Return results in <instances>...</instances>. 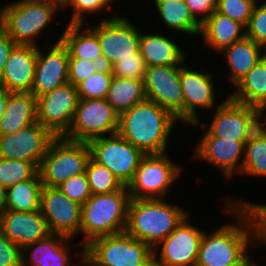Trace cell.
<instances>
[{"label": "cell", "mask_w": 266, "mask_h": 266, "mask_svg": "<svg viewBox=\"0 0 266 266\" xmlns=\"http://www.w3.org/2000/svg\"><path fill=\"white\" fill-rule=\"evenodd\" d=\"M78 101L77 87L67 82L37 97V121L55 137L64 136L72 124Z\"/></svg>", "instance_id": "cell-15"}, {"label": "cell", "mask_w": 266, "mask_h": 266, "mask_svg": "<svg viewBox=\"0 0 266 266\" xmlns=\"http://www.w3.org/2000/svg\"><path fill=\"white\" fill-rule=\"evenodd\" d=\"M224 204L220 209L235 222L223 224L210 234L204 231L196 266L236 265L250 253L248 247H259L257 221L251 208Z\"/></svg>", "instance_id": "cell-1"}, {"label": "cell", "mask_w": 266, "mask_h": 266, "mask_svg": "<svg viewBox=\"0 0 266 266\" xmlns=\"http://www.w3.org/2000/svg\"><path fill=\"white\" fill-rule=\"evenodd\" d=\"M110 4H113L112 2H114L115 0H107Z\"/></svg>", "instance_id": "cell-55"}, {"label": "cell", "mask_w": 266, "mask_h": 266, "mask_svg": "<svg viewBox=\"0 0 266 266\" xmlns=\"http://www.w3.org/2000/svg\"><path fill=\"white\" fill-rule=\"evenodd\" d=\"M0 230L21 249L51 234L41 210L33 212L6 210L0 217Z\"/></svg>", "instance_id": "cell-21"}, {"label": "cell", "mask_w": 266, "mask_h": 266, "mask_svg": "<svg viewBox=\"0 0 266 266\" xmlns=\"http://www.w3.org/2000/svg\"><path fill=\"white\" fill-rule=\"evenodd\" d=\"M219 53L226 60L228 79L233 86L263 57L262 46L247 37L232 43Z\"/></svg>", "instance_id": "cell-27"}, {"label": "cell", "mask_w": 266, "mask_h": 266, "mask_svg": "<svg viewBox=\"0 0 266 266\" xmlns=\"http://www.w3.org/2000/svg\"><path fill=\"white\" fill-rule=\"evenodd\" d=\"M92 62L96 72L112 73L113 66L103 54L96 56Z\"/></svg>", "instance_id": "cell-47"}, {"label": "cell", "mask_w": 266, "mask_h": 266, "mask_svg": "<svg viewBox=\"0 0 266 266\" xmlns=\"http://www.w3.org/2000/svg\"><path fill=\"white\" fill-rule=\"evenodd\" d=\"M37 174L38 167L34 163L0 157V186L4 189L33 179Z\"/></svg>", "instance_id": "cell-35"}, {"label": "cell", "mask_w": 266, "mask_h": 266, "mask_svg": "<svg viewBox=\"0 0 266 266\" xmlns=\"http://www.w3.org/2000/svg\"><path fill=\"white\" fill-rule=\"evenodd\" d=\"M37 62V46L16 44L0 75V85L10 92H30Z\"/></svg>", "instance_id": "cell-22"}, {"label": "cell", "mask_w": 266, "mask_h": 266, "mask_svg": "<svg viewBox=\"0 0 266 266\" xmlns=\"http://www.w3.org/2000/svg\"><path fill=\"white\" fill-rule=\"evenodd\" d=\"M7 210L6 189L0 186V217Z\"/></svg>", "instance_id": "cell-50"}, {"label": "cell", "mask_w": 266, "mask_h": 266, "mask_svg": "<svg viewBox=\"0 0 266 266\" xmlns=\"http://www.w3.org/2000/svg\"><path fill=\"white\" fill-rule=\"evenodd\" d=\"M22 249L0 230V266H21Z\"/></svg>", "instance_id": "cell-44"}, {"label": "cell", "mask_w": 266, "mask_h": 266, "mask_svg": "<svg viewBox=\"0 0 266 266\" xmlns=\"http://www.w3.org/2000/svg\"><path fill=\"white\" fill-rule=\"evenodd\" d=\"M77 253L76 258H80L79 262L76 263L75 266H100L95 260H93L85 251L84 248H82L79 252ZM80 253V254H79Z\"/></svg>", "instance_id": "cell-48"}, {"label": "cell", "mask_w": 266, "mask_h": 266, "mask_svg": "<svg viewBox=\"0 0 266 266\" xmlns=\"http://www.w3.org/2000/svg\"><path fill=\"white\" fill-rule=\"evenodd\" d=\"M188 217L153 248L154 266H196L204 229L192 225Z\"/></svg>", "instance_id": "cell-13"}, {"label": "cell", "mask_w": 266, "mask_h": 266, "mask_svg": "<svg viewBox=\"0 0 266 266\" xmlns=\"http://www.w3.org/2000/svg\"><path fill=\"white\" fill-rule=\"evenodd\" d=\"M190 126L192 129L200 126V129L204 132L203 138L196 142L198 144L193 150L192 158L205 161L207 164L219 169L227 181L233 178L232 176H237L236 173L240 176L244 162L245 143L247 141H236L213 136L199 121L192 123Z\"/></svg>", "instance_id": "cell-14"}, {"label": "cell", "mask_w": 266, "mask_h": 266, "mask_svg": "<svg viewBox=\"0 0 266 266\" xmlns=\"http://www.w3.org/2000/svg\"><path fill=\"white\" fill-rule=\"evenodd\" d=\"M262 123L266 122V100L257 108Z\"/></svg>", "instance_id": "cell-51"}, {"label": "cell", "mask_w": 266, "mask_h": 266, "mask_svg": "<svg viewBox=\"0 0 266 266\" xmlns=\"http://www.w3.org/2000/svg\"><path fill=\"white\" fill-rule=\"evenodd\" d=\"M262 50H263V57L266 58V43L262 46Z\"/></svg>", "instance_id": "cell-54"}, {"label": "cell", "mask_w": 266, "mask_h": 266, "mask_svg": "<svg viewBox=\"0 0 266 266\" xmlns=\"http://www.w3.org/2000/svg\"><path fill=\"white\" fill-rule=\"evenodd\" d=\"M72 240L75 239L51 233L46 238L27 245L22 249L21 266H75L72 261L74 258L69 255L72 253Z\"/></svg>", "instance_id": "cell-23"}, {"label": "cell", "mask_w": 266, "mask_h": 266, "mask_svg": "<svg viewBox=\"0 0 266 266\" xmlns=\"http://www.w3.org/2000/svg\"><path fill=\"white\" fill-rule=\"evenodd\" d=\"M181 66H150L143 79L146 98L169 111L184 126Z\"/></svg>", "instance_id": "cell-16"}, {"label": "cell", "mask_w": 266, "mask_h": 266, "mask_svg": "<svg viewBox=\"0 0 266 266\" xmlns=\"http://www.w3.org/2000/svg\"><path fill=\"white\" fill-rule=\"evenodd\" d=\"M250 253L239 263L236 265H231V266H254L255 260L251 259L252 256L250 257Z\"/></svg>", "instance_id": "cell-52"}, {"label": "cell", "mask_w": 266, "mask_h": 266, "mask_svg": "<svg viewBox=\"0 0 266 266\" xmlns=\"http://www.w3.org/2000/svg\"><path fill=\"white\" fill-rule=\"evenodd\" d=\"M98 38L102 54L113 65L119 59L133 57L139 51V27L130 18L112 13L89 27Z\"/></svg>", "instance_id": "cell-12"}, {"label": "cell", "mask_w": 266, "mask_h": 266, "mask_svg": "<svg viewBox=\"0 0 266 266\" xmlns=\"http://www.w3.org/2000/svg\"><path fill=\"white\" fill-rule=\"evenodd\" d=\"M90 158L88 142L55 137L38 167L43 186L58 187L70 177L84 173Z\"/></svg>", "instance_id": "cell-6"}, {"label": "cell", "mask_w": 266, "mask_h": 266, "mask_svg": "<svg viewBox=\"0 0 266 266\" xmlns=\"http://www.w3.org/2000/svg\"><path fill=\"white\" fill-rule=\"evenodd\" d=\"M91 158L107 167L124 185L132 181L145 154L124 139L118 132L88 142Z\"/></svg>", "instance_id": "cell-10"}, {"label": "cell", "mask_w": 266, "mask_h": 266, "mask_svg": "<svg viewBox=\"0 0 266 266\" xmlns=\"http://www.w3.org/2000/svg\"><path fill=\"white\" fill-rule=\"evenodd\" d=\"M193 17L202 24L217 7V0H184Z\"/></svg>", "instance_id": "cell-45"}, {"label": "cell", "mask_w": 266, "mask_h": 266, "mask_svg": "<svg viewBox=\"0 0 266 266\" xmlns=\"http://www.w3.org/2000/svg\"><path fill=\"white\" fill-rule=\"evenodd\" d=\"M227 197V198H226ZM225 201L227 205H248L253 211L256 221H257V237H258V246L265 248L266 246V204H258L246 199L237 198L235 196H226ZM232 197V198H231ZM264 245V246H263ZM263 246V247H262Z\"/></svg>", "instance_id": "cell-42"}, {"label": "cell", "mask_w": 266, "mask_h": 266, "mask_svg": "<svg viewBox=\"0 0 266 266\" xmlns=\"http://www.w3.org/2000/svg\"><path fill=\"white\" fill-rule=\"evenodd\" d=\"M257 2L259 0H217L216 12L246 27Z\"/></svg>", "instance_id": "cell-38"}, {"label": "cell", "mask_w": 266, "mask_h": 266, "mask_svg": "<svg viewBox=\"0 0 266 266\" xmlns=\"http://www.w3.org/2000/svg\"><path fill=\"white\" fill-rule=\"evenodd\" d=\"M58 38L72 58L93 60L102 54L97 35L84 24H67Z\"/></svg>", "instance_id": "cell-30"}, {"label": "cell", "mask_w": 266, "mask_h": 266, "mask_svg": "<svg viewBox=\"0 0 266 266\" xmlns=\"http://www.w3.org/2000/svg\"><path fill=\"white\" fill-rule=\"evenodd\" d=\"M9 92L10 91L6 90L2 85H0V118L2 117L6 109Z\"/></svg>", "instance_id": "cell-49"}, {"label": "cell", "mask_w": 266, "mask_h": 266, "mask_svg": "<svg viewBox=\"0 0 266 266\" xmlns=\"http://www.w3.org/2000/svg\"><path fill=\"white\" fill-rule=\"evenodd\" d=\"M140 31L139 51L147 67L150 66H182L188 60L184 48L179 42L160 32L155 34H142ZM164 34V35H163Z\"/></svg>", "instance_id": "cell-24"}, {"label": "cell", "mask_w": 266, "mask_h": 266, "mask_svg": "<svg viewBox=\"0 0 266 266\" xmlns=\"http://www.w3.org/2000/svg\"><path fill=\"white\" fill-rule=\"evenodd\" d=\"M157 17L165 24V28L175 33L196 37L200 35L201 24L193 17L184 0H153Z\"/></svg>", "instance_id": "cell-28"}, {"label": "cell", "mask_w": 266, "mask_h": 266, "mask_svg": "<svg viewBox=\"0 0 266 266\" xmlns=\"http://www.w3.org/2000/svg\"><path fill=\"white\" fill-rule=\"evenodd\" d=\"M112 75L119 78H133L143 80L146 73V64L140 51L133 54V57L119 59L114 63Z\"/></svg>", "instance_id": "cell-39"}, {"label": "cell", "mask_w": 266, "mask_h": 266, "mask_svg": "<svg viewBox=\"0 0 266 266\" xmlns=\"http://www.w3.org/2000/svg\"><path fill=\"white\" fill-rule=\"evenodd\" d=\"M214 111V112H213ZM209 125L199 121L213 136L247 141L262 124L256 107L231 100L228 96L212 110Z\"/></svg>", "instance_id": "cell-11"}, {"label": "cell", "mask_w": 266, "mask_h": 266, "mask_svg": "<svg viewBox=\"0 0 266 266\" xmlns=\"http://www.w3.org/2000/svg\"><path fill=\"white\" fill-rule=\"evenodd\" d=\"M37 122V98L30 92H9L0 118V135L15 133Z\"/></svg>", "instance_id": "cell-26"}, {"label": "cell", "mask_w": 266, "mask_h": 266, "mask_svg": "<svg viewBox=\"0 0 266 266\" xmlns=\"http://www.w3.org/2000/svg\"><path fill=\"white\" fill-rule=\"evenodd\" d=\"M48 2H52V3H55L57 4L61 9H63L68 3L70 0H46Z\"/></svg>", "instance_id": "cell-53"}, {"label": "cell", "mask_w": 266, "mask_h": 266, "mask_svg": "<svg viewBox=\"0 0 266 266\" xmlns=\"http://www.w3.org/2000/svg\"><path fill=\"white\" fill-rule=\"evenodd\" d=\"M119 114L106 98H79L68 132L63 136L72 141L89 142L118 132Z\"/></svg>", "instance_id": "cell-9"}, {"label": "cell", "mask_w": 266, "mask_h": 266, "mask_svg": "<svg viewBox=\"0 0 266 266\" xmlns=\"http://www.w3.org/2000/svg\"><path fill=\"white\" fill-rule=\"evenodd\" d=\"M130 199L127 186L116 192L91 195L82 205L79 236L83 234V240L76 245L84 248L97 237L124 233Z\"/></svg>", "instance_id": "cell-4"}, {"label": "cell", "mask_w": 266, "mask_h": 266, "mask_svg": "<svg viewBox=\"0 0 266 266\" xmlns=\"http://www.w3.org/2000/svg\"><path fill=\"white\" fill-rule=\"evenodd\" d=\"M106 99L120 115L147 99L143 80L113 76Z\"/></svg>", "instance_id": "cell-31"}, {"label": "cell", "mask_w": 266, "mask_h": 266, "mask_svg": "<svg viewBox=\"0 0 266 266\" xmlns=\"http://www.w3.org/2000/svg\"><path fill=\"white\" fill-rule=\"evenodd\" d=\"M111 8V4L107 0H70L69 3L62 9V11L73 9L71 11V18L67 21V24H90L85 23V16L97 14L100 16V12ZM105 9V10H104ZM99 13V14H98ZM85 19V20H84Z\"/></svg>", "instance_id": "cell-37"}, {"label": "cell", "mask_w": 266, "mask_h": 266, "mask_svg": "<svg viewBox=\"0 0 266 266\" xmlns=\"http://www.w3.org/2000/svg\"><path fill=\"white\" fill-rule=\"evenodd\" d=\"M43 184L39 174L33 179L17 183L6 189L7 210L33 212L40 210Z\"/></svg>", "instance_id": "cell-32"}, {"label": "cell", "mask_w": 266, "mask_h": 266, "mask_svg": "<svg viewBox=\"0 0 266 266\" xmlns=\"http://www.w3.org/2000/svg\"><path fill=\"white\" fill-rule=\"evenodd\" d=\"M165 199H130L126 233L152 248L164 240L189 215Z\"/></svg>", "instance_id": "cell-3"}, {"label": "cell", "mask_w": 266, "mask_h": 266, "mask_svg": "<svg viewBox=\"0 0 266 266\" xmlns=\"http://www.w3.org/2000/svg\"><path fill=\"white\" fill-rule=\"evenodd\" d=\"M15 45L13 39L0 27V75Z\"/></svg>", "instance_id": "cell-46"}, {"label": "cell", "mask_w": 266, "mask_h": 266, "mask_svg": "<svg viewBox=\"0 0 266 266\" xmlns=\"http://www.w3.org/2000/svg\"><path fill=\"white\" fill-rule=\"evenodd\" d=\"M96 72L89 59L72 58L69 55L68 82L77 87L82 81Z\"/></svg>", "instance_id": "cell-43"}, {"label": "cell", "mask_w": 266, "mask_h": 266, "mask_svg": "<svg viewBox=\"0 0 266 266\" xmlns=\"http://www.w3.org/2000/svg\"><path fill=\"white\" fill-rule=\"evenodd\" d=\"M246 37L260 46L266 43V0L255 4L246 26Z\"/></svg>", "instance_id": "cell-40"}, {"label": "cell", "mask_w": 266, "mask_h": 266, "mask_svg": "<svg viewBox=\"0 0 266 266\" xmlns=\"http://www.w3.org/2000/svg\"><path fill=\"white\" fill-rule=\"evenodd\" d=\"M100 266H152L153 248L126 232L100 236L84 247Z\"/></svg>", "instance_id": "cell-8"}, {"label": "cell", "mask_w": 266, "mask_h": 266, "mask_svg": "<svg viewBox=\"0 0 266 266\" xmlns=\"http://www.w3.org/2000/svg\"><path fill=\"white\" fill-rule=\"evenodd\" d=\"M168 153L145 155L127 189L131 199H165L182 174Z\"/></svg>", "instance_id": "cell-7"}, {"label": "cell", "mask_w": 266, "mask_h": 266, "mask_svg": "<svg viewBox=\"0 0 266 266\" xmlns=\"http://www.w3.org/2000/svg\"><path fill=\"white\" fill-rule=\"evenodd\" d=\"M85 172L92 195L116 192L125 187L107 167L92 158L88 160Z\"/></svg>", "instance_id": "cell-34"}, {"label": "cell", "mask_w": 266, "mask_h": 266, "mask_svg": "<svg viewBox=\"0 0 266 266\" xmlns=\"http://www.w3.org/2000/svg\"><path fill=\"white\" fill-rule=\"evenodd\" d=\"M58 188L65 196L80 205H83L92 195L86 172L70 177Z\"/></svg>", "instance_id": "cell-41"}, {"label": "cell", "mask_w": 266, "mask_h": 266, "mask_svg": "<svg viewBox=\"0 0 266 266\" xmlns=\"http://www.w3.org/2000/svg\"><path fill=\"white\" fill-rule=\"evenodd\" d=\"M60 10L57 4L46 0L11 1L0 8V27L16 44L42 47L36 39L44 31L51 32L50 23Z\"/></svg>", "instance_id": "cell-5"}, {"label": "cell", "mask_w": 266, "mask_h": 266, "mask_svg": "<svg viewBox=\"0 0 266 266\" xmlns=\"http://www.w3.org/2000/svg\"><path fill=\"white\" fill-rule=\"evenodd\" d=\"M178 120L163 107L144 100L119 115L118 133L145 155L168 152Z\"/></svg>", "instance_id": "cell-2"}, {"label": "cell", "mask_w": 266, "mask_h": 266, "mask_svg": "<svg viewBox=\"0 0 266 266\" xmlns=\"http://www.w3.org/2000/svg\"><path fill=\"white\" fill-rule=\"evenodd\" d=\"M112 77V73L94 72L77 86L79 98H107Z\"/></svg>", "instance_id": "cell-36"}, {"label": "cell", "mask_w": 266, "mask_h": 266, "mask_svg": "<svg viewBox=\"0 0 266 266\" xmlns=\"http://www.w3.org/2000/svg\"><path fill=\"white\" fill-rule=\"evenodd\" d=\"M48 50L37 47V62L30 93L36 98L68 82L69 52L60 41ZM50 48V49H49Z\"/></svg>", "instance_id": "cell-20"}, {"label": "cell", "mask_w": 266, "mask_h": 266, "mask_svg": "<svg viewBox=\"0 0 266 266\" xmlns=\"http://www.w3.org/2000/svg\"><path fill=\"white\" fill-rule=\"evenodd\" d=\"M228 97L238 103L258 108L266 100V58L258 63L235 85Z\"/></svg>", "instance_id": "cell-29"}, {"label": "cell", "mask_w": 266, "mask_h": 266, "mask_svg": "<svg viewBox=\"0 0 266 266\" xmlns=\"http://www.w3.org/2000/svg\"><path fill=\"white\" fill-rule=\"evenodd\" d=\"M205 47L221 52L246 37V27L226 15L214 12L202 24L200 35Z\"/></svg>", "instance_id": "cell-25"}, {"label": "cell", "mask_w": 266, "mask_h": 266, "mask_svg": "<svg viewBox=\"0 0 266 266\" xmlns=\"http://www.w3.org/2000/svg\"><path fill=\"white\" fill-rule=\"evenodd\" d=\"M40 210L51 233L78 237L82 205L69 199L58 187L43 186Z\"/></svg>", "instance_id": "cell-18"}, {"label": "cell", "mask_w": 266, "mask_h": 266, "mask_svg": "<svg viewBox=\"0 0 266 266\" xmlns=\"http://www.w3.org/2000/svg\"><path fill=\"white\" fill-rule=\"evenodd\" d=\"M55 136L38 121L15 133L0 135V157L34 163L37 167Z\"/></svg>", "instance_id": "cell-19"}, {"label": "cell", "mask_w": 266, "mask_h": 266, "mask_svg": "<svg viewBox=\"0 0 266 266\" xmlns=\"http://www.w3.org/2000/svg\"><path fill=\"white\" fill-rule=\"evenodd\" d=\"M213 76L207 71L190 68L185 63L181 66L180 82L184 96V126L202 120L198 109L210 111L223 102L216 101L218 94L215 93V87L218 85L214 84Z\"/></svg>", "instance_id": "cell-17"}, {"label": "cell", "mask_w": 266, "mask_h": 266, "mask_svg": "<svg viewBox=\"0 0 266 266\" xmlns=\"http://www.w3.org/2000/svg\"><path fill=\"white\" fill-rule=\"evenodd\" d=\"M241 175L266 177V126L263 123L245 143Z\"/></svg>", "instance_id": "cell-33"}]
</instances>
